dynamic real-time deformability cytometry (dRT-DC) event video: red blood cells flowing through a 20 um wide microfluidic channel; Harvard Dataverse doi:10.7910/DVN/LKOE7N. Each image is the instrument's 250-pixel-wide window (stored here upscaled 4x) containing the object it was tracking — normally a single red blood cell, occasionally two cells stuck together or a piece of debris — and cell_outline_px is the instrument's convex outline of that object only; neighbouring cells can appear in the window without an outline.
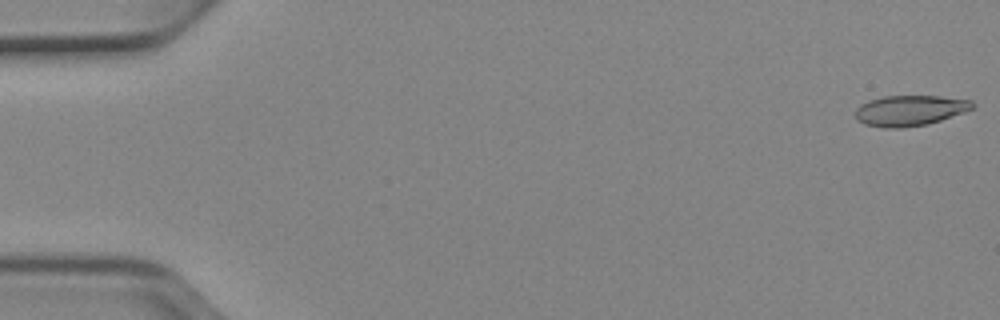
{"species": "Egyptian fruit bat (a non-hibernating species)", "species_latin": "Rousettus aegyptiacus", "temperature_condition": "cold", "stored_images_in_passage": 34, "camera_frame_rate_fps": 3000, "um_per_image_px": 0.085, "animal": {"sex": "female"}, "frame": {"image": 1, "passage_image": 1, "time_ms": 0.0, "image_size_px": [1000, 320], "cell_outline_px": [[976, 104], [972, 108], [964, 112], [928, 124], [900, 128], [884, 128], [864, 124], [856, 120], [856, 108], [860, 104], [868, 100], [884, 96], [940, 96], [972, 100]], "centroid_in_image_um": [77.32, 9.39], "position_along_channel_um": 7.7, "area_um2": 20.92}}
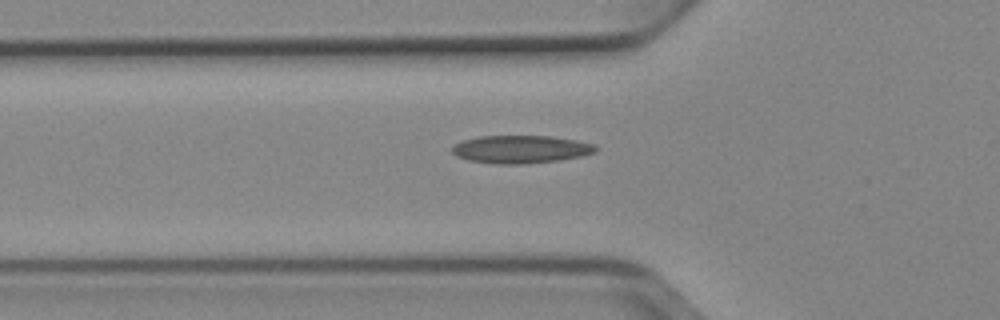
{"frame": {"image": 2, "passage_image": 18, "time_ms": 5.667, "image_size_px": [1000, 320], "cell_outline_px": [[596, 152], [580, 156], [560, 160], [520, 164], [496, 164], [468, 160], [456, 156], [452, 152], [452, 144], [460, 140], [480, 136], [552, 136], [576, 140], [596, 144]], "centroid_in_image_um": [44.23, 12.68], "position_along_channel_um": 81.6, "area_um2": 23.47}}
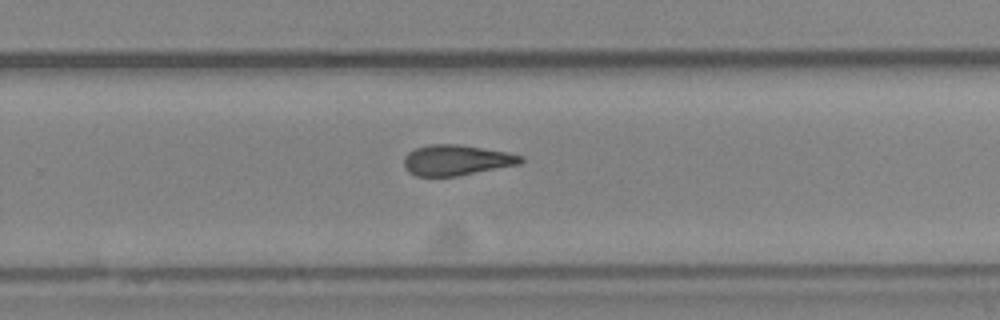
{"frame": {"image": 3, "passage_image": 34, "time_ms": 11.0, "image_size_px": [1000, 320], "cell_outline_px": [[524, 164], [456, 176], [416, 176], [408, 172], [404, 168], [404, 156], [408, 152], [416, 148], [428, 144], [460, 144], [508, 152], [524, 156]], "centroid_in_image_um": [38.83, 13.61], "position_along_channel_um": 291.0, "area_um2": 21.15}}